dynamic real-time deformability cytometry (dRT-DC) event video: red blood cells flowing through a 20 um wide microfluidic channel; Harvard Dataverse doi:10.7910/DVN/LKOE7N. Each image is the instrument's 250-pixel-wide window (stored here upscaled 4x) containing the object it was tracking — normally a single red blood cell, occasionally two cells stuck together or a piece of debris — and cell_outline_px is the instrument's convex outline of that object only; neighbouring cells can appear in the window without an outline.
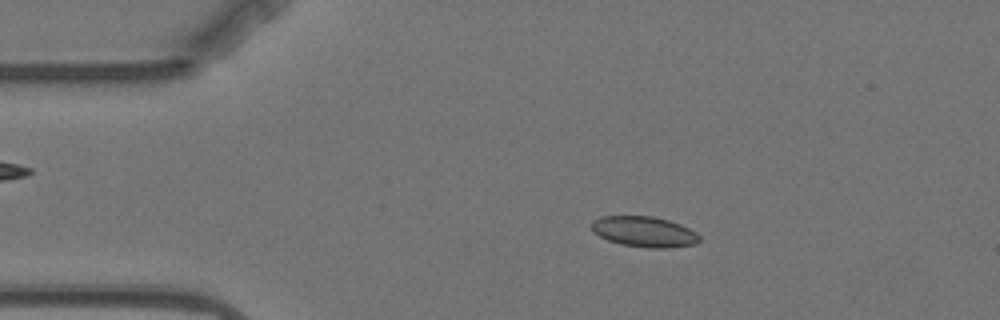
{"species": "Egyptian fruit bat (a non-hibernating species)", "species_latin": "Rousettus aegyptiacus", "temperature_condition": "warm", "stored_images_in_passage": 7, "camera_frame_rate_fps": 3000, "um_per_image_px": 0.085, "animal": {"sex": "female"}, "frame": {"image": 1, "passage_image": 2, "time_ms": 1.0, "image_size_px": [1000, 320], "cell_outline_px": [[700, 240], [696, 244], [668, 248], [648, 248], [620, 244], [608, 240], [592, 232], [592, 220], [600, 216], [652, 216], [668, 220], [680, 224], [696, 232], [700, 236]], "centroid_in_image_um": [54.75, 19.7], "position_along_channel_um": 30.2, "area_um2": 19.31}}
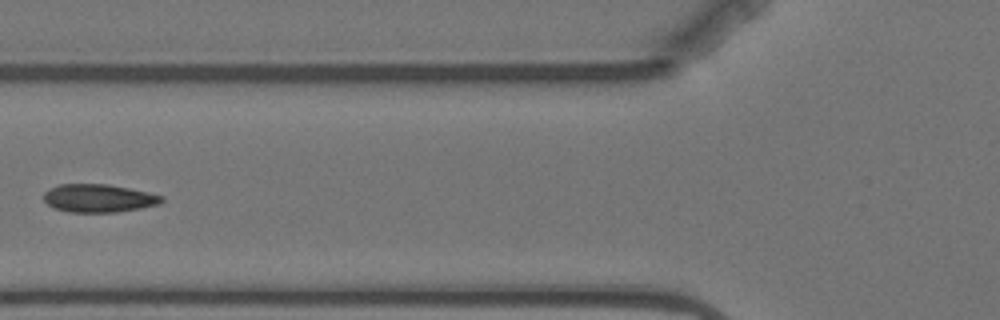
{"frame": {"image": 2, "passage_image": 5, "time_ms": 4.667, "image_size_px": [1000, 320], "cell_outline_px": [[164, 200], [160, 204], [140, 208], [116, 212], [68, 212], [56, 208], [48, 204], [44, 200], [44, 192], [48, 188], [60, 184], [108, 184], [148, 192], [164, 196]], "centroid_in_image_um": [8.39, 16.84], "position_along_channel_um": 117.4, "area_um2": 19.31}}
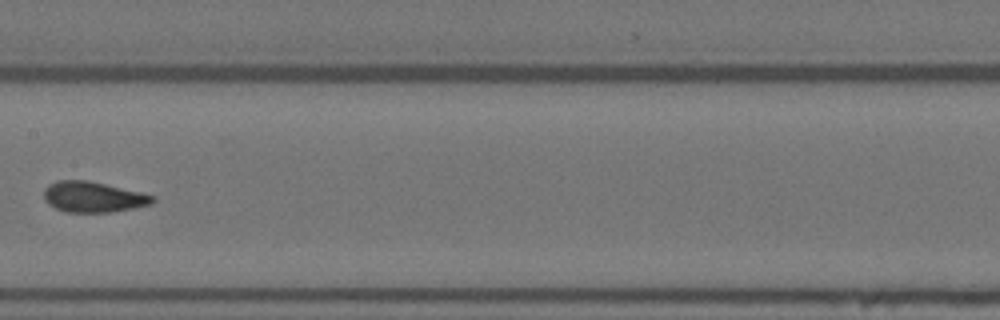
{"frame": {"image": 3, "passage_image": 7, "time_ms": 7.0, "image_size_px": [1000, 320], "cell_outline_px": [[156, 200], [152, 204], [112, 212], [64, 212], [48, 204], [44, 200], [44, 188], [48, 184], [60, 180], [88, 180], [140, 192], [156, 196]], "centroid_in_image_um": [7.91, 16.74], "position_along_channel_um": 199.5, "area_um2": 19.48}}